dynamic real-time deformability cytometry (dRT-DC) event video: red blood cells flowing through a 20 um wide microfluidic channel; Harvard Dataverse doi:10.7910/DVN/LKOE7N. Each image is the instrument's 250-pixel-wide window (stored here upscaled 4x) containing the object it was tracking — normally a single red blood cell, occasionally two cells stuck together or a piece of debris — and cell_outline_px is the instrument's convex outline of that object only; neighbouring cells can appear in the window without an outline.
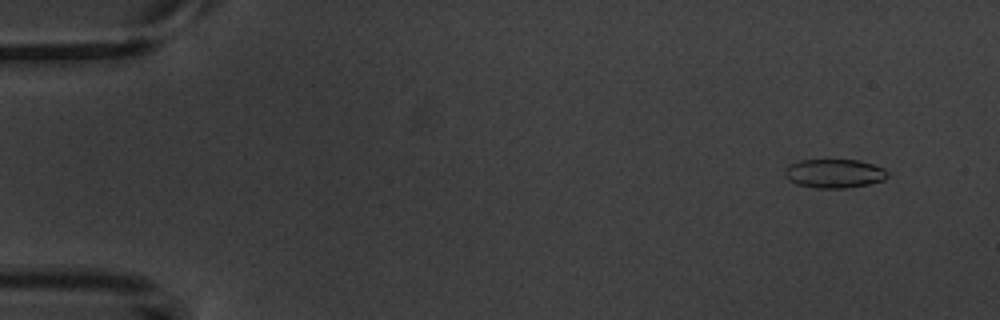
{"species": "common noctule bat (a hibernating species)", "species_latin": "Nyctalus noctula", "temperature_condition": "warm", "stored_images_in_passage": 6, "camera_frame_rate_fps": 3000, "um_per_image_px": 0.085, "animal": {"sex": "male", "body_mass_g": 20.1, "forearm_length_mm": 53.5}, "frame": {"image": 1, "passage_image": 2, "time_ms": 1.333, "image_size_px": [1000, 320], "cell_outline_px": [[888, 176], [884, 180], [868, 184], [844, 188], [816, 188], [796, 184], [788, 180], [784, 172], [788, 164], [800, 160], [824, 156], [860, 160], [884, 168], [888, 172]], "centroid_in_image_um": [70.88, 14.68], "position_along_channel_um": 14.1, "area_um2": 18.21}}